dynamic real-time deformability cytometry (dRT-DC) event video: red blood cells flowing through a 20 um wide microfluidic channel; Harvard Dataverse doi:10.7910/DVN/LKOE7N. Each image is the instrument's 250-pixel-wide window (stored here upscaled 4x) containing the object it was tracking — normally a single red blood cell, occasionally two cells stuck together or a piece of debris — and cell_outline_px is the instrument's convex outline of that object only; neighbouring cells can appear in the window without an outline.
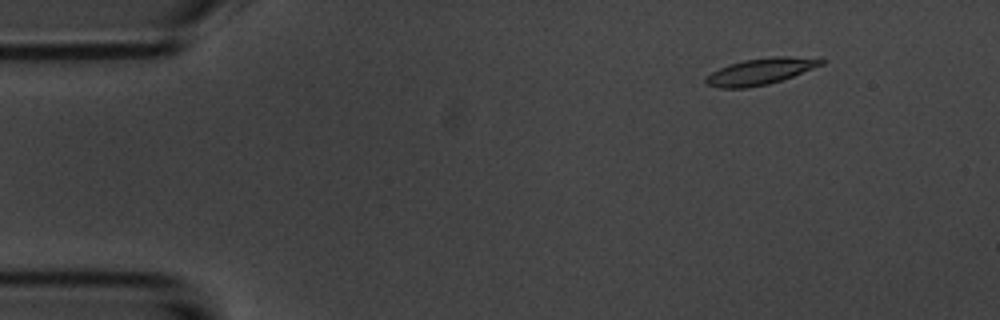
{"species": "common noctule bat (a hibernating species)", "species_latin": "Nyctalus noctula", "temperature_condition": "room temperature", "stored_images_in_passage": 9, "camera_frame_rate_fps": 3000, "um_per_image_px": 0.085, "animal": {"sex": "male", "body_mass_g": 20.1, "forearm_length_mm": 53.5}, "frame": {"image": 1, "passage_image": 2, "time_ms": 1.0, "image_size_px": [1000, 320], "cell_outline_px": [[828, 60], [824, 64], [792, 76], [768, 84], [748, 88], [720, 88], [704, 84], [704, 80], [712, 72], [728, 64], [744, 60], [772, 56], [792, 56]], "centroid_in_image_um": [64.62, 6.07], "position_along_channel_um": 20.4, "area_um2": 17.69}}
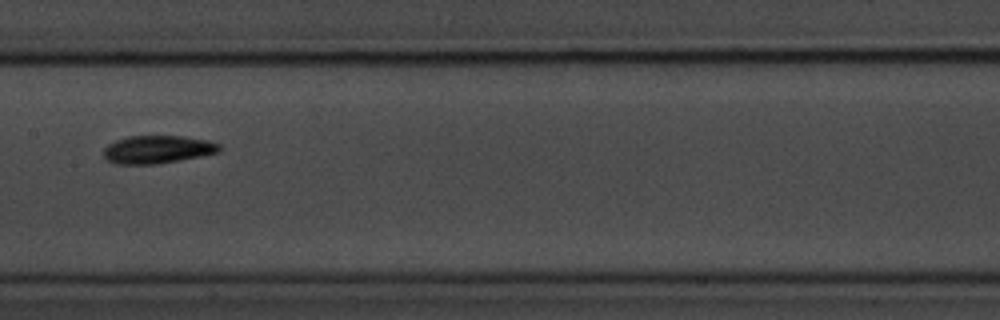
{"frame": {"image": 2, "passage_image": 8, "time_ms": 8.0, "image_size_px": [1000, 320], "cell_outline_px": [[220, 152], [200, 156], [156, 164], [116, 164], [108, 160], [104, 156], [104, 148], [108, 144], [116, 140], [128, 136], [184, 136], [208, 140], [220, 144]], "centroid_in_image_um": [13.39, 12.7], "position_along_channel_um": 194.0, "area_um2": 18.79}}
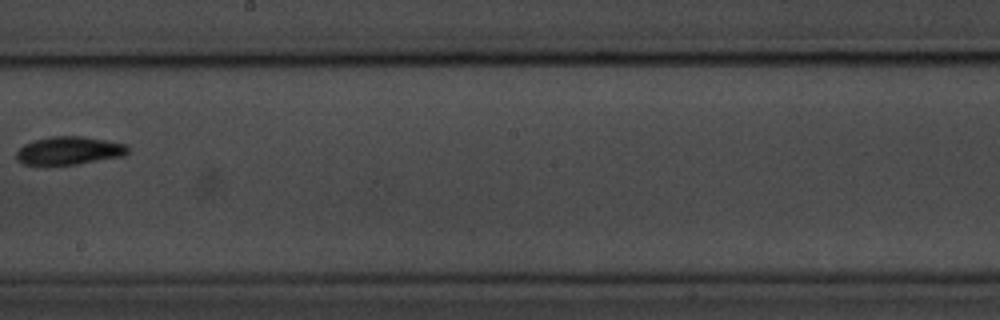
{"frame": {"image": 3, "passage_image": 9, "time_ms": 9.333, "image_size_px": [1000, 320], "cell_outline_px": [[128, 152], [124, 156], [76, 164], [24, 164], [16, 160], [16, 152], [24, 144], [36, 140], [52, 136], [84, 136], [108, 140], [128, 144]], "centroid_in_image_um": [5.91, 12.79], "position_along_channel_um": 242.3, "area_um2": 18.21}}